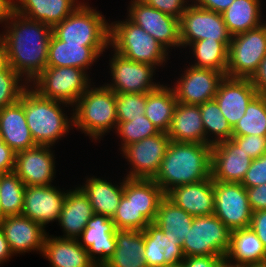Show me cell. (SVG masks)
<instances>
[{
  "mask_svg": "<svg viewBox=\"0 0 266 267\" xmlns=\"http://www.w3.org/2000/svg\"><path fill=\"white\" fill-rule=\"evenodd\" d=\"M16 153L4 142L0 145V174L14 171Z\"/></svg>",
  "mask_w": 266,
  "mask_h": 267,
  "instance_id": "cell-52",
  "label": "cell"
},
{
  "mask_svg": "<svg viewBox=\"0 0 266 267\" xmlns=\"http://www.w3.org/2000/svg\"><path fill=\"white\" fill-rule=\"evenodd\" d=\"M28 86L10 65L4 63L0 67V109L19 101Z\"/></svg>",
  "mask_w": 266,
  "mask_h": 267,
  "instance_id": "cell-41",
  "label": "cell"
},
{
  "mask_svg": "<svg viewBox=\"0 0 266 267\" xmlns=\"http://www.w3.org/2000/svg\"><path fill=\"white\" fill-rule=\"evenodd\" d=\"M12 254L43 252L47 232L45 228L23 215L6 216L0 223Z\"/></svg>",
  "mask_w": 266,
  "mask_h": 267,
  "instance_id": "cell-20",
  "label": "cell"
},
{
  "mask_svg": "<svg viewBox=\"0 0 266 267\" xmlns=\"http://www.w3.org/2000/svg\"><path fill=\"white\" fill-rule=\"evenodd\" d=\"M199 107L205 129L206 144L213 145L232 138L233 129L214 99L199 105Z\"/></svg>",
  "mask_w": 266,
  "mask_h": 267,
  "instance_id": "cell-37",
  "label": "cell"
},
{
  "mask_svg": "<svg viewBox=\"0 0 266 267\" xmlns=\"http://www.w3.org/2000/svg\"><path fill=\"white\" fill-rule=\"evenodd\" d=\"M108 48L110 46L66 44L52 34L48 45L46 67H76L87 72Z\"/></svg>",
  "mask_w": 266,
  "mask_h": 267,
  "instance_id": "cell-23",
  "label": "cell"
},
{
  "mask_svg": "<svg viewBox=\"0 0 266 267\" xmlns=\"http://www.w3.org/2000/svg\"><path fill=\"white\" fill-rule=\"evenodd\" d=\"M219 267H243V265L242 266H235V265H233V264H230V263H228V262H226L225 260L219 265Z\"/></svg>",
  "mask_w": 266,
  "mask_h": 267,
  "instance_id": "cell-57",
  "label": "cell"
},
{
  "mask_svg": "<svg viewBox=\"0 0 266 267\" xmlns=\"http://www.w3.org/2000/svg\"><path fill=\"white\" fill-rule=\"evenodd\" d=\"M5 63L2 55V47H0V67Z\"/></svg>",
  "mask_w": 266,
  "mask_h": 267,
  "instance_id": "cell-59",
  "label": "cell"
},
{
  "mask_svg": "<svg viewBox=\"0 0 266 267\" xmlns=\"http://www.w3.org/2000/svg\"><path fill=\"white\" fill-rule=\"evenodd\" d=\"M241 184L245 188L266 184V154L252 160Z\"/></svg>",
  "mask_w": 266,
  "mask_h": 267,
  "instance_id": "cell-45",
  "label": "cell"
},
{
  "mask_svg": "<svg viewBox=\"0 0 266 267\" xmlns=\"http://www.w3.org/2000/svg\"><path fill=\"white\" fill-rule=\"evenodd\" d=\"M165 196L193 217L214 214L215 197L212 177L174 187Z\"/></svg>",
  "mask_w": 266,
  "mask_h": 267,
  "instance_id": "cell-22",
  "label": "cell"
},
{
  "mask_svg": "<svg viewBox=\"0 0 266 267\" xmlns=\"http://www.w3.org/2000/svg\"><path fill=\"white\" fill-rule=\"evenodd\" d=\"M52 34L66 44L110 46V23L89 2L82 1L67 18L54 25Z\"/></svg>",
  "mask_w": 266,
  "mask_h": 267,
  "instance_id": "cell-6",
  "label": "cell"
},
{
  "mask_svg": "<svg viewBox=\"0 0 266 267\" xmlns=\"http://www.w3.org/2000/svg\"><path fill=\"white\" fill-rule=\"evenodd\" d=\"M212 145L170 141L153 179L166 194L174 187L211 177Z\"/></svg>",
  "mask_w": 266,
  "mask_h": 267,
  "instance_id": "cell-2",
  "label": "cell"
},
{
  "mask_svg": "<svg viewBox=\"0 0 266 267\" xmlns=\"http://www.w3.org/2000/svg\"><path fill=\"white\" fill-rule=\"evenodd\" d=\"M266 136V97L256 95L248 104L245 115L233 128L232 136Z\"/></svg>",
  "mask_w": 266,
  "mask_h": 267,
  "instance_id": "cell-39",
  "label": "cell"
},
{
  "mask_svg": "<svg viewBox=\"0 0 266 267\" xmlns=\"http://www.w3.org/2000/svg\"><path fill=\"white\" fill-rule=\"evenodd\" d=\"M111 219L114 221L115 227L118 230L143 231L150 223L137 210L132 201L128 200L124 195L120 200L116 213Z\"/></svg>",
  "mask_w": 266,
  "mask_h": 267,
  "instance_id": "cell-43",
  "label": "cell"
},
{
  "mask_svg": "<svg viewBox=\"0 0 266 267\" xmlns=\"http://www.w3.org/2000/svg\"><path fill=\"white\" fill-rule=\"evenodd\" d=\"M14 12V0H0V24L5 25Z\"/></svg>",
  "mask_w": 266,
  "mask_h": 267,
  "instance_id": "cell-55",
  "label": "cell"
},
{
  "mask_svg": "<svg viewBox=\"0 0 266 267\" xmlns=\"http://www.w3.org/2000/svg\"><path fill=\"white\" fill-rule=\"evenodd\" d=\"M111 56L108 66L112 82L104 85L115 93H148L161 85L153 81L155 66L129 60L114 51Z\"/></svg>",
  "mask_w": 266,
  "mask_h": 267,
  "instance_id": "cell-12",
  "label": "cell"
},
{
  "mask_svg": "<svg viewBox=\"0 0 266 267\" xmlns=\"http://www.w3.org/2000/svg\"><path fill=\"white\" fill-rule=\"evenodd\" d=\"M82 2L79 0H14V11L51 27L67 18Z\"/></svg>",
  "mask_w": 266,
  "mask_h": 267,
  "instance_id": "cell-25",
  "label": "cell"
},
{
  "mask_svg": "<svg viewBox=\"0 0 266 267\" xmlns=\"http://www.w3.org/2000/svg\"><path fill=\"white\" fill-rule=\"evenodd\" d=\"M51 185L26 186L21 215L41 224L44 228L53 221H59L68 189Z\"/></svg>",
  "mask_w": 266,
  "mask_h": 267,
  "instance_id": "cell-16",
  "label": "cell"
},
{
  "mask_svg": "<svg viewBox=\"0 0 266 267\" xmlns=\"http://www.w3.org/2000/svg\"><path fill=\"white\" fill-rule=\"evenodd\" d=\"M4 143V141H3V137H2V135L0 134V145H2Z\"/></svg>",
  "mask_w": 266,
  "mask_h": 267,
  "instance_id": "cell-62",
  "label": "cell"
},
{
  "mask_svg": "<svg viewBox=\"0 0 266 267\" xmlns=\"http://www.w3.org/2000/svg\"><path fill=\"white\" fill-rule=\"evenodd\" d=\"M72 107L73 127L89 139L99 141L117 128L116 93L104 84H91Z\"/></svg>",
  "mask_w": 266,
  "mask_h": 267,
  "instance_id": "cell-4",
  "label": "cell"
},
{
  "mask_svg": "<svg viewBox=\"0 0 266 267\" xmlns=\"http://www.w3.org/2000/svg\"><path fill=\"white\" fill-rule=\"evenodd\" d=\"M127 18L155 38L167 50L181 48L179 19L165 14L140 0H131ZM173 47V48H172Z\"/></svg>",
  "mask_w": 266,
  "mask_h": 267,
  "instance_id": "cell-14",
  "label": "cell"
},
{
  "mask_svg": "<svg viewBox=\"0 0 266 267\" xmlns=\"http://www.w3.org/2000/svg\"><path fill=\"white\" fill-rule=\"evenodd\" d=\"M243 267H266V262L261 264H247L243 265Z\"/></svg>",
  "mask_w": 266,
  "mask_h": 267,
  "instance_id": "cell-58",
  "label": "cell"
},
{
  "mask_svg": "<svg viewBox=\"0 0 266 267\" xmlns=\"http://www.w3.org/2000/svg\"><path fill=\"white\" fill-rule=\"evenodd\" d=\"M42 257L50 262L49 267H98L77 239L49 234L45 238Z\"/></svg>",
  "mask_w": 266,
  "mask_h": 267,
  "instance_id": "cell-26",
  "label": "cell"
},
{
  "mask_svg": "<svg viewBox=\"0 0 266 267\" xmlns=\"http://www.w3.org/2000/svg\"><path fill=\"white\" fill-rule=\"evenodd\" d=\"M234 0H191V2L206 10L214 11L222 14Z\"/></svg>",
  "mask_w": 266,
  "mask_h": 267,
  "instance_id": "cell-54",
  "label": "cell"
},
{
  "mask_svg": "<svg viewBox=\"0 0 266 267\" xmlns=\"http://www.w3.org/2000/svg\"><path fill=\"white\" fill-rule=\"evenodd\" d=\"M225 261L235 266L266 262V248L249 227L231 232L230 248Z\"/></svg>",
  "mask_w": 266,
  "mask_h": 267,
  "instance_id": "cell-30",
  "label": "cell"
},
{
  "mask_svg": "<svg viewBox=\"0 0 266 267\" xmlns=\"http://www.w3.org/2000/svg\"><path fill=\"white\" fill-rule=\"evenodd\" d=\"M258 95L266 97V56L259 63L257 71L250 78Z\"/></svg>",
  "mask_w": 266,
  "mask_h": 267,
  "instance_id": "cell-53",
  "label": "cell"
},
{
  "mask_svg": "<svg viewBox=\"0 0 266 267\" xmlns=\"http://www.w3.org/2000/svg\"><path fill=\"white\" fill-rule=\"evenodd\" d=\"M144 231V260L147 267H165L163 230L149 223Z\"/></svg>",
  "mask_w": 266,
  "mask_h": 267,
  "instance_id": "cell-42",
  "label": "cell"
},
{
  "mask_svg": "<svg viewBox=\"0 0 266 267\" xmlns=\"http://www.w3.org/2000/svg\"><path fill=\"white\" fill-rule=\"evenodd\" d=\"M179 37L181 47L203 39L230 42L229 33L220 13L202 9L191 3L179 19Z\"/></svg>",
  "mask_w": 266,
  "mask_h": 267,
  "instance_id": "cell-10",
  "label": "cell"
},
{
  "mask_svg": "<svg viewBox=\"0 0 266 267\" xmlns=\"http://www.w3.org/2000/svg\"><path fill=\"white\" fill-rule=\"evenodd\" d=\"M225 78L222 72L193 67L189 63L177 82L171 86L177 102L201 105L213 100L220 82Z\"/></svg>",
  "mask_w": 266,
  "mask_h": 267,
  "instance_id": "cell-15",
  "label": "cell"
},
{
  "mask_svg": "<svg viewBox=\"0 0 266 267\" xmlns=\"http://www.w3.org/2000/svg\"><path fill=\"white\" fill-rule=\"evenodd\" d=\"M167 135L174 142L206 144L200 107L177 102Z\"/></svg>",
  "mask_w": 266,
  "mask_h": 267,
  "instance_id": "cell-28",
  "label": "cell"
},
{
  "mask_svg": "<svg viewBox=\"0 0 266 267\" xmlns=\"http://www.w3.org/2000/svg\"><path fill=\"white\" fill-rule=\"evenodd\" d=\"M256 95L257 91L250 79L225 76L219 84L214 100L233 129L245 115L248 104Z\"/></svg>",
  "mask_w": 266,
  "mask_h": 267,
  "instance_id": "cell-21",
  "label": "cell"
},
{
  "mask_svg": "<svg viewBox=\"0 0 266 267\" xmlns=\"http://www.w3.org/2000/svg\"><path fill=\"white\" fill-rule=\"evenodd\" d=\"M123 195L131 200L138 211L150 222H154L164 191L154 180L128 179L124 175Z\"/></svg>",
  "mask_w": 266,
  "mask_h": 267,
  "instance_id": "cell-31",
  "label": "cell"
},
{
  "mask_svg": "<svg viewBox=\"0 0 266 267\" xmlns=\"http://www.w3.org/2000/svg\"><path fill=\"white\" fill-rule=\"evenodd\" d=\"M165 267H185L183 262L179 263V264H176V265H168V266H165Z\"/></svg>",
  "mask_w": 266,
  "mask_h": 267,
  "instance_id": "cell-61",
  "label": "cell"
},
{
  "mask_svg": "<svg viewBox=\"0 0 266 267\" xmlns=\"http://www.w3.org/2000/svg\"><path fill=\"white\" fill-rule=\"evenodd\" d=\"M169 85L161 84L156 90L147 93L145 116L161 132L168 131L177 104L174 92Z\"/></svg>",
  "mask_w": 266,
  "mask_h": 267,
  "instance_id": "cell-34",
  "label": "cell"
},
{
  "mask_svg": "<svg viewBox=\"0 0 266 267\" xmlns=\"http://www.w3.org/2000/svg\"><path fill=\"white\" fill-rule=\"evenodd\" d=\"M262 0H234L221 14L229 33L234 36L261 26Z\"/></svg>",
  "mask_w": 266,
  "mask_h": 267,
  "instance_id": "cell-33",
  "label": "cell"
},
{
  "mask_svg": "<svg viewBox=\"0 0 266 267\" xmlns=\"http://www.w3.org/2000/svg\"><path fill=\"white\" fill-rule=\"evenodd\" d=\"M194 217L175 205L166 196L161 200L155 221L153 222L161 228L164 234L176 239L181 243L191 228Z\"/></svg>",
  "mask_w": 266,
  "mask_h": 267,
  "instance_id": "cell-35",
  "label": "cell"
},
{
  "mask_svg": "<svg viewBox=\"0 0 266 267\" xmlns=\"http://www.w3.org/2000/svg\"><path fill=\"white\" fill-rule=\"evenodd\" d=\"M4 28L0 43L5 64L29 84L47 66L52 27L14 12Z\"/></svg>",
  "mask_w": 266,
  "mask_h": 267,
  "instance_id": "cell-1",
  "label": "cell"
},
{
  "mask_svg": "<svg viewBox=\"0 0 266 267\" xmlns=\"http://www.w3.org/2000/svg\"><path fill=\"white\" fill-rule=\"evenodd\" d=\"M250 228L255 232L266 248V210L253 212Z\"/></svg>",
  "mask_w": 266,
  "mask_h": 267,
  "instance_id": "cell-51",
  "label": "cell"
},
{
  "mask_svg": "<svg viewBox=\"0 0 266 267\" xmlns=\"http://www.w3.org/2000/svg\"><path fill=\"white\" fill-rule=\"evenodd\" d=\"M165 14L180 19L183 12L190 5L191 0H140Z\"/></svg>",
  "mask_w": 266,
  "mask_h": 267,
  "instance_id": "cell-47",
  "label": "cell"
},
{
  "mask_svg": "<svg viewBox=\"0 0 266 267\" xmlns=\"http://www.w3.org/2000/svg\"><path fill=\"white\" fill-rule=\"evenodd\" d=\"M117 137H120L122 150L125 146L134 142L141 141L144 138L158 134V128L145 116L133 118L132 121L118 122L115 130Z\"/></svg>",
  "mask_w": 266,
  "mask_h": 267,
  "instance_id": "cell-40",
  "label": "cell"
},
{
  "mask_svg": "<svg viewBox=\"0 0 266 267\" xmlns=\"http://www.w3.org/2000/svg\"><path fill=\"white\" fill-rule=\"evenodd\" d=\"M87 73L76 67H46L29 86L42 97L73 106L91 85Z\"/></svg>",
  "mask_w": 266,
  "mask_h": 267,
  "instance_id": "cell-7",
  "label": "cell"
},
{
  "mask_svg": "<svg viewBox=\"0 0 266 267\" xmlns=\"http://www.w3.org/2000/svg\"><path fill=\"white\" fill-rule=\"evenodd\" d=\"M230 42L203 39L189 45L195 61L191 66L212 69L226 76Z\"/></svg>",
  "mask_w": 266,
  "mask_h": 267,
  "instance_id": "cell-36",
  "label": "cell"
},
{
  "mask_svg": "<svg viewBox=\"0 0 266 267\" xmlns=\"http://www.w3.org/2000/svg\"><path fill=\"white\" fill-rule=\"evenodd\" d=\"M19 101L24 106L27 125L36 145L53 147L73 130V113L71 117L64 113L65 107L73 108L71 105L42 97L30 86L24 90Z\"/></svg>",
  "mask_w": 266,
  "mask_h": 267,
  "instance_id": "cell-3",
  "label": "cell"
},
{
  "mask_svg": "<svg viewBox=\"0 0 266 267\" xmlns=\"http://www.w3.org/2000/svg\"><path fill=\"white\" fill-rule=\"evenodd\" d=\"M246 192L253 212L266 210V184L246 188Z\"/></svg>",
  "mask_w": 266,
  "mask_h": 267,
  "instance_id": "cell-49",
  "label": "cell"
},
{
  "mask_svg": "<svg viewBox=\"0 0 266 267\" xmlns=\"http://www.w3.org/2000/svg\"><path fill=\"white\" fill-rule=\"evenodd\" d=\"M105 178L87 177L80 188L88 196L94 214L112 218L120 204L124 191V177L122 182L112 184Z\"/></svg>",
  "mask_w": 266,
  "mask_h": 267,
  "instance_id": "cell-29",
  "label": "cell"
},
{
  "mask_svg": "<svg viewBox=\"0 0 266 267\" xmlns=\"http://www.w3.org/2000/svg\"><path fill=\"white\" fill-rule=\"evenodd\" d=\"M0 134L15 153L36 146L27 125L24 106L20 101L0 109Z\"/></svg>",
  "mask_w": 266,
  "mask_h": 267,
  "instance_id": "cell-27",
  "label": "cell"
},
{
  "mask_svg": "<svg viewBox=\"0 0 266 267\" xmlns=\"http://www.w3.org/2000/svg\"><path fill=\"white\" fill-rule=\"evenodd\" d=\"M116 231L111 218L94 214L77 238L96 266L103 267L113 256L116 248Z\"/></svg>",
  "mask_w": 266,
  "mask_h": 267,
  "instance_id": "cell-17",
  "label": "cell"
},
{
  "mask_svg": "<svg viewBox=\"0 0 266 267\" xmlns=\"http://www.w3.org/2000/svg\"><path fill=\"white\" fill-rule=\"evenodd\" d=\"M51 146L36 145L16 153L14 172L26 186L51 185L56 175Z\"/></svg>",
  "mask_w": 266,
  "mask_h": 267,
  "instance_id": "cell-18",
  "label": "cell"
},
{
  "mask_svg": "<svg viewBox=\"0 0 266 267\" xmlns=\"http://www.w3.org/2000/svg\"><path fill=\"white\" fill-rule=\"evenodd\" d=\"M110 47L124 58L156 68L165 66L170 56L169 50L127 17L110 23Z\"/></svg>",
  "mask_w": 266,
  "mask_h": 267,
  "instance_id": "cell-5",
  "label": "cell"
},
{
  "mask_svg": "<svg viewBox=\"0 0 266 267\" xmlns=\"http://www.w3.org/2000/svg\"><path fill=\"white\" fill-rule=\"evenodd\" d=\"M224 260L220 256H188L182 262L185 267H219Z\"/></svg>",
  "mask_w": 266,
  "mask_h": 267,
  "instance_id": "cell-50",
  "label": "cell"
},
{
  "mask_svg": "<svg viewBox=\"0 0 266 267\" xmlns=\"http://www.w3.org/2000/svg\"><path fill=\"white\" fill-rule=\"evenodd\" d=\"M5 215L3 214V211L1 209V205H0V223L5 219Z\"/></svg>",
  "mask_w": 266,
  "mask_h": 267,
  "instance_id": "cell-60",
  "label": "cell"
},
{
  "mask_svg": "<svg viewBox=\"0 0 266 267\" xmlns=\"http://www.w3.org/2000/svg\"><path fill=\"white\" fill-rule=\"evenodd\" d=\"M231 139L252 159L259 158L261 155L266 154V136H232Z\"/></svg>",
  "mask_w": 266,
  "mask_h": 267,
  "instance_id": "cell-46",
  "label": "cell"
},
{
  "mask_svg": "<svg viewBox=\"0 0 266 267\" xmlns=\"http://www.w3.org/2000/svg\"><path fill=\"white\" fill-rule=\"evenodd\" d=\"M170 141L167 133L160 131L158 134L125 146L121 154L131 167L126 178L153 180Z\"/></svg>",
  "mask_w": 266,
  "mask_h": 267,
  "instance_id": "cell-11",
  "label": "cell"
},
{
  "mask_svg": "<svg viewBox=\"0 0 266 267\" xmlns=\"http://www.w3.org/2000/svg\"><path fill=\"white\" fill-rule=\"evenodd\" d=\"M231 230L215 215L194 217L182 243L185 257L226 256L230 248Z\"/></svg>",
  "mask_w": 266,
  "mask_h": 267,
  "instance_id": "cell-8",
  "label": "cell"
},
{
  "mask_svg": "<svg viewBox=\"0 0 266 267\" xmlns=\"http://www.w3.org/2000/svg\"><path fill=\"white\" fill-rule=\"evenodd\" d=\"M266 56V22L258 28L232 36L226 77L250 79Z\"/></svg>",
  "mask_w": 266,
  "mask_h": 267,
  "instance_id": "cell-9",
  "label": "cell"
},
{
  "mask_svg": "<svg viewBox=\"0 0 266 267\" xmlns=\"http://www.w3.org/2000/svg\"><path fill=\"white\" fill-rule=\"evenodd\" d=\"M80 186L67 192L58 221L64 232L63 236H58L60 238L77 239L94 215L89 198Z\"/></svg>",
  "mask_w": 266,
  "mask_h": 267,
  "instance_id": "cell-24",
  "label": "cell"
},
{
  "mask_svg": "<svg viewBox=\"0 0 266 267\" xmlns=\"http://www.w3.org/2000/svg\"><path fill=\"white\" fill-rule=\"evenodd\" d=\"M147 93H116L118 122L132 121L145 114Z\"/></svg>",
  "mask_w": 266,
  "mask_h": 267,
  "instance_id": "cell-44",
  "label": "cell"
},
{
  "mask_svg": "<svg viewBox=\"0 0 266 267\" xmlns=\"http://www.w3.org/2000/svg\"><path fill=\"white\" fill-rule=\"evenodd\" d=\"M26 185L13 171L0 174V205L5 216L21 215Z\"/></svg>",
  "mask_w": 266,
  "mask_h": 267,
  "instance_id": "cell-38",
  "label": "cell"
},
{
  "mask_svg": "<svg viewBox=\"0 0 266 267\" xmlns=\"http://www.w3.org/2000/svg\"><path fill=\"white\" fill-rule=\"evenodd\" d=\"M163 243L165 246V266L176 265L184 260L185 255L179 238L174 239L163 232Z\"/></svg>",
  "mask_w": 266,
  "mask_h": 267,
  "instance_id": "cell-48",
  "label": "cell"
},
{
  "mask_svg": "<svg viewBox=\"0 0 266 267\" xmlns=\"http://www.w3.org/2000/svg\"><path fill=\"white\" fill-rule=\"evenodd\" d=\"M252 160L232 139L213 144L211 177L215 181L241 183Z\"/></svg>",
  "mask_w": 266,
  "mask_h": 267,
  "instance_id": "cell-19",
  "label": "cell"
},
{
  "mask_svg": "<svg viewBox=\"0 0 266 267\" xmlns=\"http://www.w3.org/2000/svg\"><path fill=\"white\" fill-rule=\"evenodd\" d=\"M144 231H116V248L103 267H147L144 260Z\"/></svg>",
  "mask_w": 266,
  "mask_h": 267,
  "instance_id": "cell-32",
  "label": "cell"
},
{
  "mask_svg": "<svg viewBox=\"0 0 266 267\" xmlns=\"http://www.w3.org/2000/svg\"><path fill=\"white\" fill-rule=\"evenodd\" d=\"M214 214L231 230L249 228L253 211L241 183L214 180Z\"/></svg>",
  "mask_w": 266,
  "mask_h": 267,
  "instance_id": "cell-13",
  "label": "cell"
},
{
  "mask_svg": "<svg viewBox=\"0 0 266 267\" xmlns=\"http://www.w3.org/2000/svg\"><path fill=\"white\" fill-rule=\"evenodd\" d=\"M13 256L8 241L5 238L4 232L0 227V264L10 261L9 258Z\"/></svg>",
  "mask_w": 266,
  "mask_h": 267,
  "instance_id": "cell-56",
  "label": "cell"
}]
</instances>
